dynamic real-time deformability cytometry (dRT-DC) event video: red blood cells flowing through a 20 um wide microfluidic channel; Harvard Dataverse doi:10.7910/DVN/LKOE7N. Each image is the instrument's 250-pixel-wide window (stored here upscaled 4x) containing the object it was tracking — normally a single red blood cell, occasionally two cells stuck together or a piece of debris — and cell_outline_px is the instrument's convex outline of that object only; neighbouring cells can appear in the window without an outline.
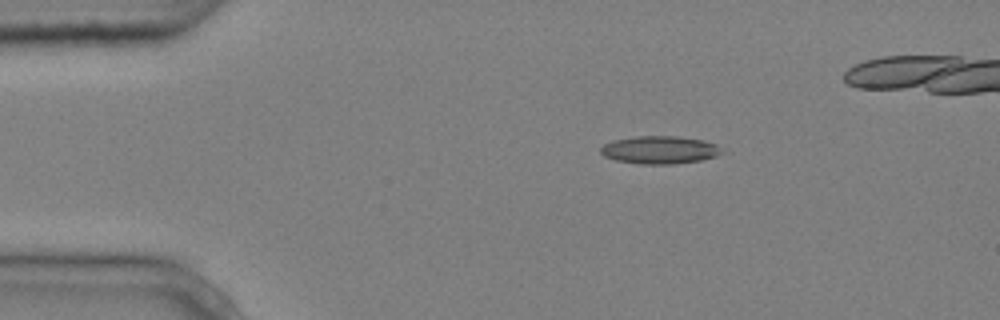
{"species": "common noctule bat (a hibernating species)", "species_latin": "Nyctalus noctula", "temperature_condition": "cold", "stored_images_in_passage": 8, "camera_frame_rate_fps": 3000, "um_per_image_px": 0.085, "animal": {"sex": "male", "body_mass_g": 20.4}, "frame": {"image": 1, "passage_image": 3, "time_ms": 0.667, "image_size_px": [1000, 320], "cell_outline_px": [[728, 152], [716, 156], [700, 160], [672, 164], [640, 164], [616, 160], [604, 156], [600, 152], [600, 148], [604, 144], [612, 140], [636, 136], [676, 136], [704, 140], [716, 144]], "centroid_in_image_um": [56.11, 12.74], "position_along_channel_um": 28.9, "area_um2": 19.83}}
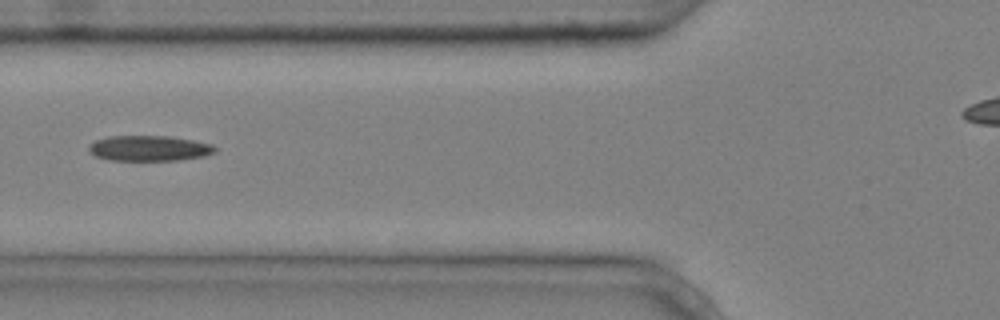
{"frame": {"image": 2, "passage_image": 6, "time_ms": 1.667, "image_size_px": [1000, 320], "cell_outline_px": [[216, 152], [204, 156], [180, 160], [108, 160], [96, 156], [88, 148], [88, 144], [96, 140], [108, 136], [168, 136], [192, 140], [212, 144], [216, 148]], "centroid_in_image_um": [12.68, 12.6], "position_along_channel_um": 113.1, "area_um2": 18.67}}